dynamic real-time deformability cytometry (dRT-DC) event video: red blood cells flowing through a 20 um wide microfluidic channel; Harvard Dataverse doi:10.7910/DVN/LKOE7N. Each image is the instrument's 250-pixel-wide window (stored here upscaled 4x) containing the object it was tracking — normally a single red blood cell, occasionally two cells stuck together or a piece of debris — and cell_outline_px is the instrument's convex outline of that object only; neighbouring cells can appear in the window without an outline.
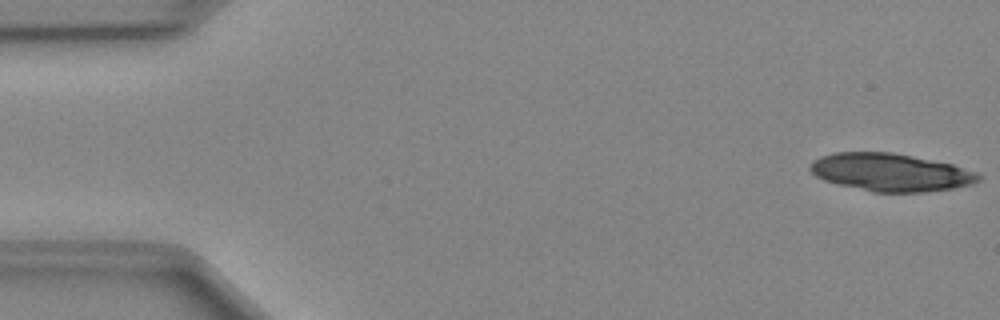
{"species": "Egyptian fruit bat (a non-hibernating species)", "species_latin": "Rousettus aegyptiacus", "temperature_condition": "cold", "stored_images_in_passage": 48, "camera_frame_rate_fps": 3000, "um_per_image_px": 0.085, "animal": {"sex": "female"}, "frame": {"image": 1, "passage_image": 1, "time_ms": 0.0, "image_size_px": [1000, 320], "cell_outline_px": [[980, 180], [972, 184], [952, 188], [924, 192], [872, 192], [824, 180], [816, 176], [808, 168], [812, 160], [820, 156], [836, 152], [892, 152], [952, 164], [976, 172], [980, 176]], "centroid_in_image_um": [75.68, 14.64], "position_along_channel_um": 9.3, "area_um2": 36.88}}
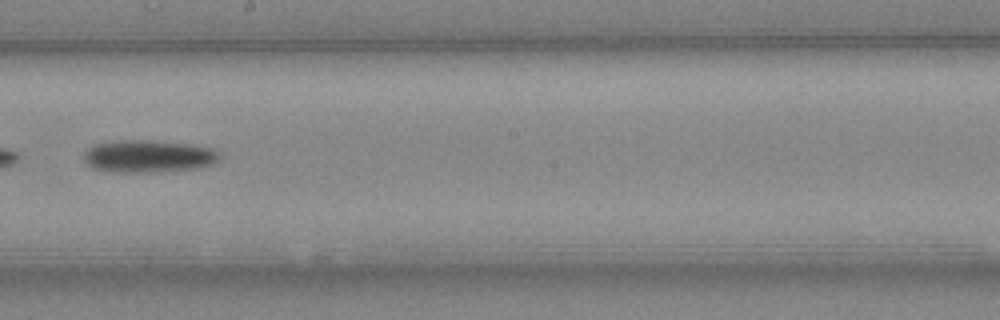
{"frame": {"image": 2, "passage_image": 28, "time_ms": 9.0, "image_size_px": [1000, 320], "cell_outline_px": [[220, 156], [212, 164], [192, 168], [148, 172], [112, 172], [92, 168], [84, 160], [84, 152], [88, 148], [96, 144], [120, 140], [156, 140], [188, 144], [212, 148], [220, 152]], "centroid_in_image_um": [12.57, 13.27], "position_along_channel_um": 235.6, "area_um2": 25.43}}
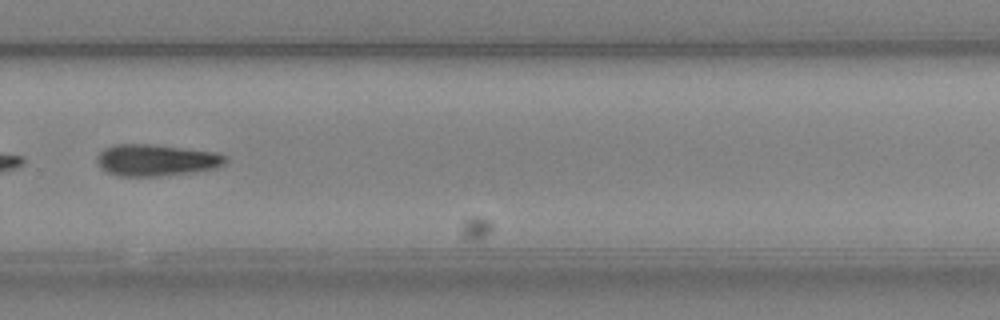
{"frame": {"image": 3, "passage_image": 34, "time_ms": 11.0, "image_size_px": [1000, 320], "cell_outline_px": [[228, 160], [224, 164], [216, 168], [192, 172], [156, 176], [120, 176], [108, 172], [100, 168], [96, 160], [96, 156], [104, 148], [116, 144], [152, 144], [216, 152], [228, 156]], "centroid_in_image_um": [13.28, 13.6], "position_along_channel_um": 316.5, "area_um2": 23.76}}